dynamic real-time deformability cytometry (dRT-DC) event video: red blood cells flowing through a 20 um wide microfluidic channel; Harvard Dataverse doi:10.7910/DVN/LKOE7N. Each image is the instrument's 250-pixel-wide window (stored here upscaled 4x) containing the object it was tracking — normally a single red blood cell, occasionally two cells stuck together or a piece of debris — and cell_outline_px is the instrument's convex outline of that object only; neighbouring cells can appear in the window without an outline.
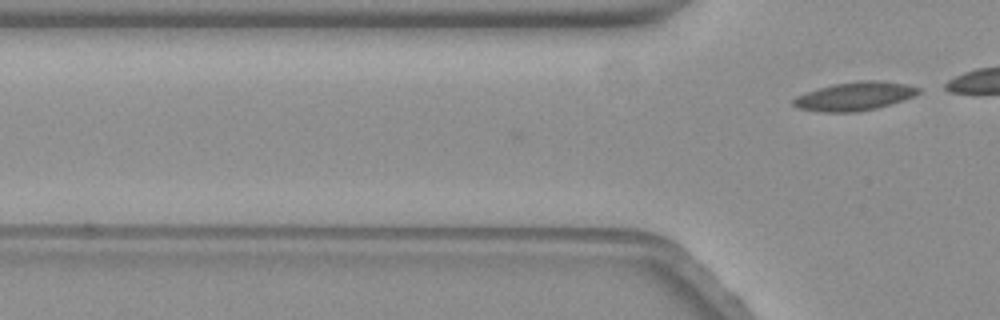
{"species": "common noctule bat (a hibernating species)", "species_latin": "Nyctalus noctula", "temperature_condition": "warm", "stored_images_in_passage": 2, "camera_frame_rate_fps": 3000, "um_per_image_px": 0.085, "animal": {"sex": "female", "body_mass_g": 19.3, "forearm_length_mm": 54.1}, "frame": {"image": 1, "passage_image": 2, "time_ms": 0.333, "image_size_px": [1000, 320], "cell_outline_px": [[920, 92], [912, 96], [876, 108], [856, 112], [820, 112], [796, 108], [792, 104], [792, 100], [796, 96], [804, 92], [832, 84], [856, 80], [880, 80], [908, 84], [920, 88]], "centroid_in_image_um": [72.58, 8.17], "position_along_channel_um": 53.2, "area_um2": 20.92}}